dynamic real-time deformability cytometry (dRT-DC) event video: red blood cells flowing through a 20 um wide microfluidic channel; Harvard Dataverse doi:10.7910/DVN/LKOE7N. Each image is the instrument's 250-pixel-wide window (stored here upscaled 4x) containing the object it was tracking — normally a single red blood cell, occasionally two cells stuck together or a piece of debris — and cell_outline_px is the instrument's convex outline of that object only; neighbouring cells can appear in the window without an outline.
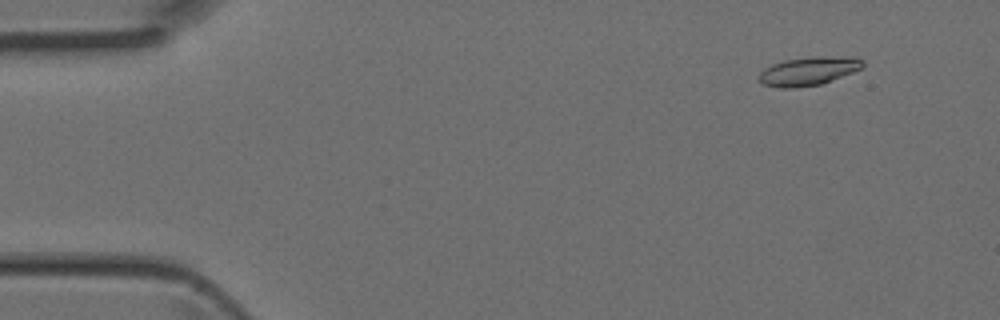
{"species": "Egyptian fruit bat (a non-hibernating species)", "species_latin": "Rousettus aegyptiacus", "temperature_condition": "room temperature", "stored_images_in_passage": 5, "segment_of_instrument_passage": [2, 2], "camera_frame_rate_fps": 3000, "um_per_image_px": 0.085, "animal": {"sex": "female"}, "frame": {"image": 1, "passage_image": 5, "time_ms": 1.333, "image_size_px": [1000, 320], "cell_outline_px": [[864, 64], [860, 68], [852, 72], [820, 84], [796, 88], [780, 88], [760, 84], [760, 72], [764, 68], [772, 64], [784, 60], [812, 56], [852, 56], [864, 60]], "centroid_in_image_um": [68.7, 6.03], "position_along_channel_um": 16.3, "area_um2": 17.34}}